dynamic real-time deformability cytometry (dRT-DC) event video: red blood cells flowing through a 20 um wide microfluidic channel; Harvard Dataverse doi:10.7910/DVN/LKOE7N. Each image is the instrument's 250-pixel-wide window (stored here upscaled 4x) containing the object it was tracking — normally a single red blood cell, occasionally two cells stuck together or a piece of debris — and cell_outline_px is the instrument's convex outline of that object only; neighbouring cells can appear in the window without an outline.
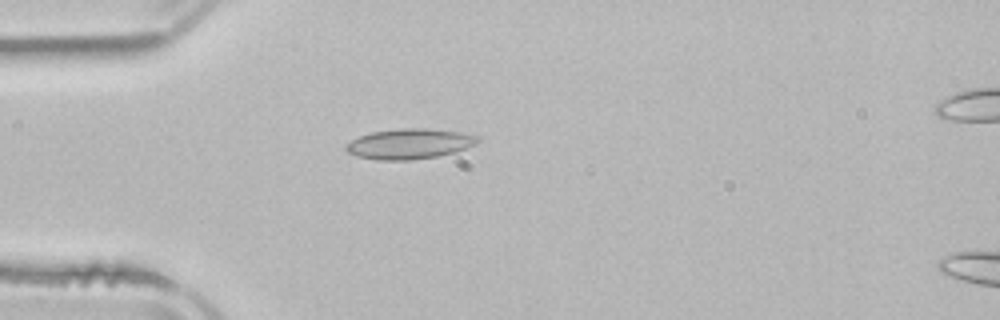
{"species": "common noctule bat (a hibernating species)", "species_latin": "Nyctalus noctula", "temperature_condition": "room temperature", "stored_images_in_passage": 2, "camera_frame_rate_fps": 3000, "um_per_image_px": 0.085, "animal": {"sex": "male", "body_mass_g": 21.5, "forearm_length_mm": 52.0}, "frame": {"image": 1, "passage_image": 1, "time_ms": 0.0, "image_size_px": [1000, 320], "cell_outline_px": [[480, 140], [476, 144], [456, 152], [436, 156], [412, 160], [376, 160], [356, 156], [348, 152], [344, 148], [352, 140], [360, 136], [372, 132], [400, 128], [424, 128], [460, 132], [480, 136]], "centroid_in_image_um": [34.83, 12.23], "position_along_channel_um": 50.2, "area_um2": 23.24}}